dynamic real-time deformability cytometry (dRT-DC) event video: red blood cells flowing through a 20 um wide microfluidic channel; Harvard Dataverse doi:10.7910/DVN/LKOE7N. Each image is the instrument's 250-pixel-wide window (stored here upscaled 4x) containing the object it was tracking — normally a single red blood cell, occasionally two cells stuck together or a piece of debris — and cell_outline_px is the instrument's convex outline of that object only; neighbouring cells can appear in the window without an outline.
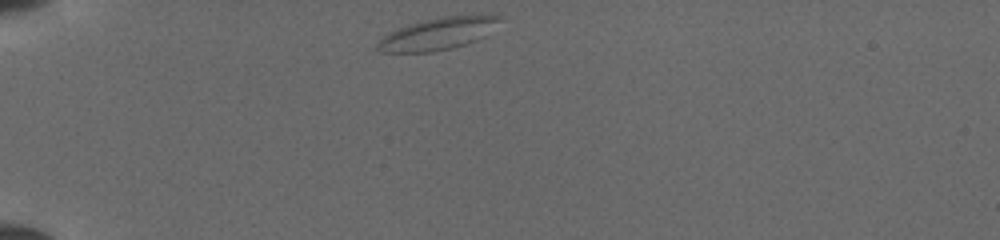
{"species": "common noctule bat (a hibernating species)", "species_latin": "Nyctalus noctula", "temperature_condition": "cold", "stored_images_in_passage": 37, "camera_frame_rate_fps": 3000, "um_per_image_px": 0.085, "animal": {"sex": "female", "body_mass_g": 19.5, "forearm_length_mm": 54.1}, "frame": {"image": 1, "passage_image": 1, "time_ms": 0.0, "image_size_px": [1000, 240], "cell_outline_px": [[500, 20], [484, 36], [476, 40], [452, 48], [432, 52], [380, 52], [376, 48], [376, 44], [384, 36], [408, 24], [440, 16], [480, 12], [500, 16]], "centroid_in_image_um": [37.27, 2.82], "position_along_channel_um": 47.7, "area_um2": 23.06}}
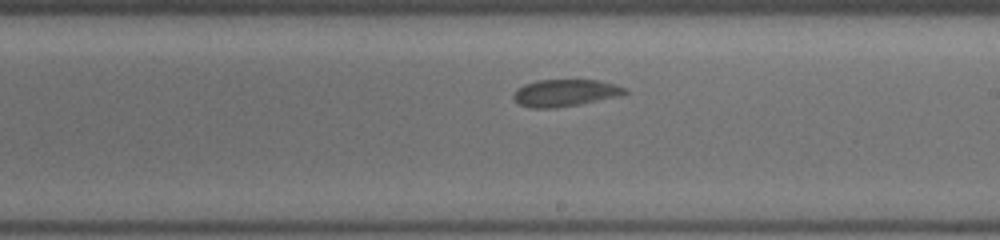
{"frame": {"image": 2, "passage_image": 18, "time_ms": 5.667, "image_size_px": [1000, 240], "cell_outline_px": [[628, 92], [620, 96], [580, 104], [556, 108], [532, 108], [520, 104], [512, 96], [516, 88], [524, 84], [536, 80], [600, 80], [624, 88]], "centroid_in_image_um": [48.0, 7.89], "position_along_channel_um": 241.0, "area_um2": 17.51}}
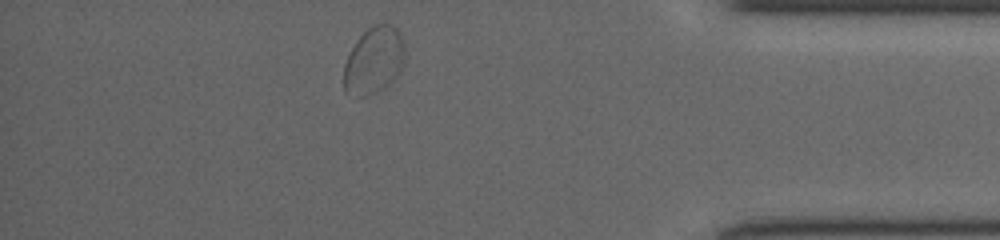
{"frame": {"image": 3, "passage_image": 32, "time_ms": 10.333, "image_size_px": [1000, 240], "cell_outline_px": [[404, 60], [400, 72], [384, 88], [376, 92], [364, 96], [360, 96], [344, 92], [344, 64], [356, 40], [368, 28], [384, 20], [392, 24], [400, 32], [404, 40]], "centroid_in_image_um": [31.8, 5.09], "position_along_channel_um": 403.4, "area_um2": 23.99}}